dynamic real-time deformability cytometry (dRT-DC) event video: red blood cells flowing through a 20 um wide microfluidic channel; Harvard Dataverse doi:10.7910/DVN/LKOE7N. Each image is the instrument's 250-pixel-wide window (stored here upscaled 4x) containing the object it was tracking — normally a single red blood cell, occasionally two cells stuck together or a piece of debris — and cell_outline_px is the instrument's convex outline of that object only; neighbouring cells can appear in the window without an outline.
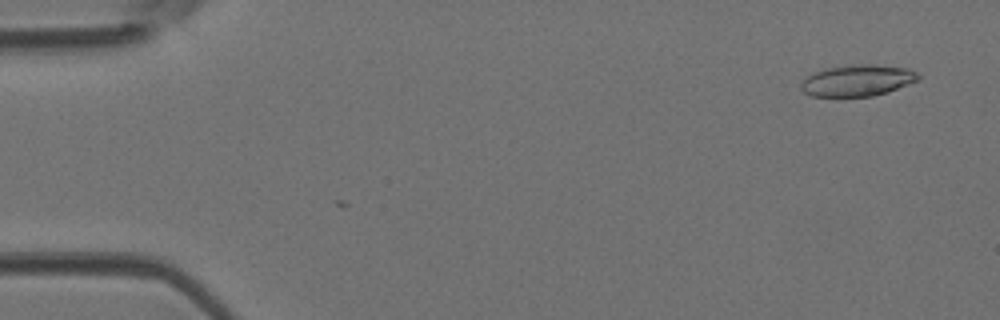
{"species": "Egyptian fruit bat (a non-hibernating species)", "species_latin": "Rousettus aegyptiacus", "temperature_condition": "room temperature", "stored_images_in_passage": 3, "camera_frame_rate_fps": 3000, "um_per_image_px": 0.085, "animal": {"sex": "female"}, "frame": {"image": 1, "passage_image": 3, "time_ms": 0.667, "image_size_px": [1000, 320], "cell_outline_px": [[920, 80], [888, 92], [872, 96], [812, 96], [804, 92], [800, 88], [800, 84], [812, 72], [828, 68], [860, 64], [872, 64], [908, 68], [916, 72], [920, 76]], "centroid_in_image_um": [72.91, 6.84], "position_along_channel_um": 12.1, "area_um2": 21.39}}